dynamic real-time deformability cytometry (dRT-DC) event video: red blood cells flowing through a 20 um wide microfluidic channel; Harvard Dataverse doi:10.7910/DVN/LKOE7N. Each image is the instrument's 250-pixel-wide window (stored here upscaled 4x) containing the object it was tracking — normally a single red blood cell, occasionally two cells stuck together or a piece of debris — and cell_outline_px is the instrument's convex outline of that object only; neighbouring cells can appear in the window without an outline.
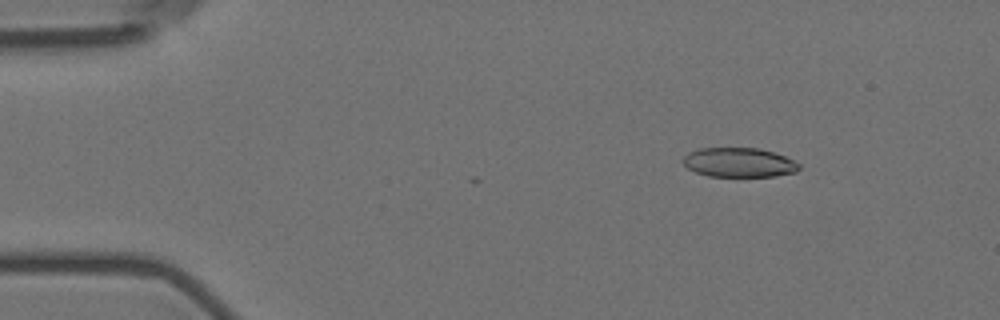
{"species": "Egyptian fruit bat (a non-hibernating species)", "species_latin": "Rousettus aegyptiacus", "temperature_condition": "room temperature", "stored_images_in_passage": 11, "camera_frame_rate_fps": 3000, "um_per_image_px": 0.085, "animal": {"sex": "female"}, "frame": {"image": 1, "passage_image": 7, "time_ms": 2.0, "image_size_px": [1000, 320], "cell_outline_px": [[800, 168], [796, 172], [776, 176], [708, 176], [696, 172], [688, 168], [684, 164], [684, 156], [688, 152], [700, 148], [760, 148], [784, 156], [800, 164]], "centroid_in_image_um": [62.82, 13.81], "position_along_channel_um": 22.2, "area_um2": 19.77}}